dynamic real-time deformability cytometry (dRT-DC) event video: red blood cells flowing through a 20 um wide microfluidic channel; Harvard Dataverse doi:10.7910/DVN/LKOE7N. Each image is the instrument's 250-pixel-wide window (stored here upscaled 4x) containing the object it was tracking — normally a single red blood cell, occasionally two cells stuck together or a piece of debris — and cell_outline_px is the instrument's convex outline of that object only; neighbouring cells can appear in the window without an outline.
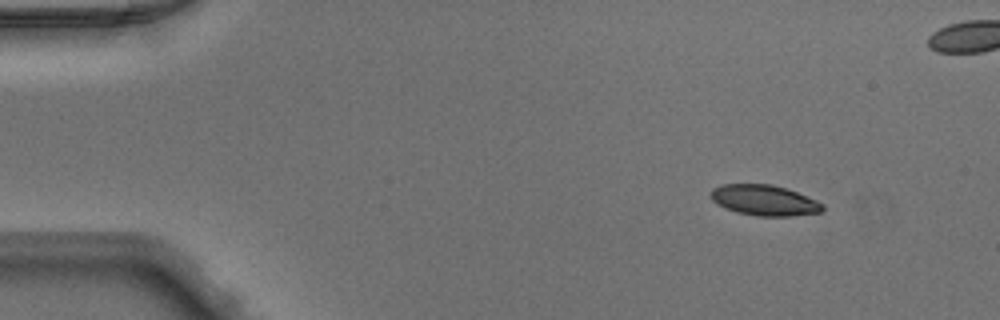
{"species": "Egyptian fruit bat (a non-hibernating species)", "species_latin": "Rousettus aegyptiacus", "temperature_condition": "warm", "stored_images_in_passage": 45, "camera_frame_rate_fps": 3000, "um_per_image_px": 0.085, "animal": {"sex": "male"}, "frame": {"image": 1, "passage_image": 1, "time_ms": 0.0, "image_size_px": [1000, 320], "cell_outline_px": [[824, 208], [820, 212], [788, 216], [756, 216], [736, 212], [724, 208], [716, 204], [712, 200], [712, 188], [720, 184], [772, 184], [796, 192], [816, 200], [824, 204]], "centroid_in_image_um": [64.93, 17.02], "position_along_channel_um": 20.1, "area_um2": 19.88}}
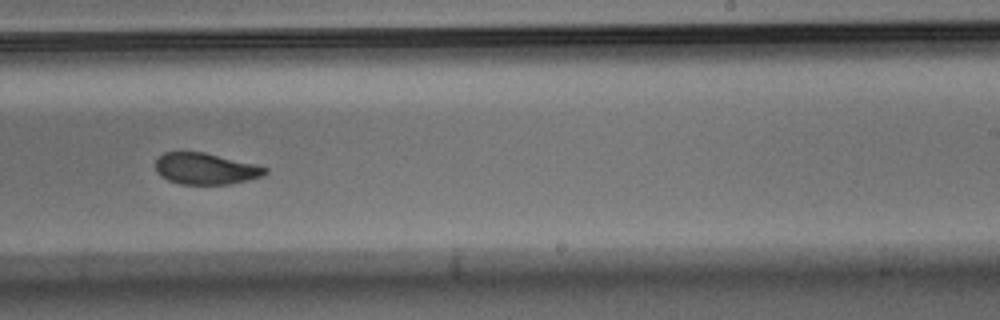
{"frame": {"image": 2, "passage_image": 26, "time_ms": 8.333, "image_size_px": [1000, 320], "cell_outline_px": [[268, 172], [264, 176], [248, 180], [228, 184], [180, 184], [168, 180], [160, 176], [156, 172], [156, 160], [164, 152], [204, 152], [256, 164], [268, 168]], "centroid_in_image_um": [17.49, 14.34], "position_along_channel_um": 271.5, "area_um2": 20.11}}
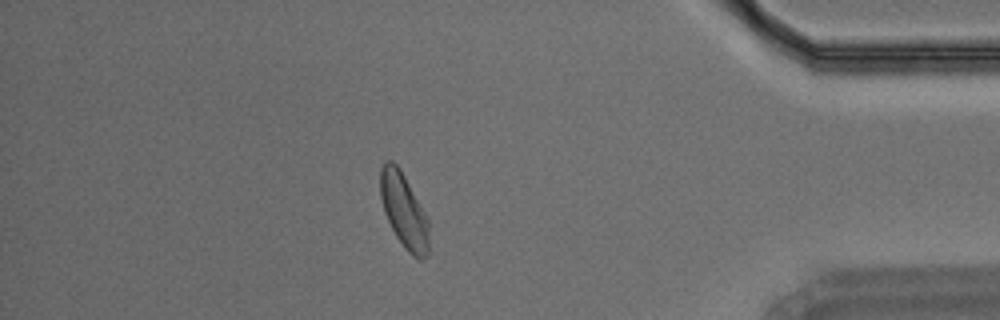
{"frame": {"image": 3, "passage_image": 38, "time_ms": 12.333, "image_size_px": [1000, 320], "cell_outline_px": [[428, 256], [420, 260], [412, 256], [404, 248], [396, 236], [384, 212], [380, 196], [380, 168], [384, 160], [392, 160], [400, 168], [428, 216]], "centroid_in_image_um": [34.33, 17.89], "position_along_channel_um": 400.9, "area_um2": 21.39}}